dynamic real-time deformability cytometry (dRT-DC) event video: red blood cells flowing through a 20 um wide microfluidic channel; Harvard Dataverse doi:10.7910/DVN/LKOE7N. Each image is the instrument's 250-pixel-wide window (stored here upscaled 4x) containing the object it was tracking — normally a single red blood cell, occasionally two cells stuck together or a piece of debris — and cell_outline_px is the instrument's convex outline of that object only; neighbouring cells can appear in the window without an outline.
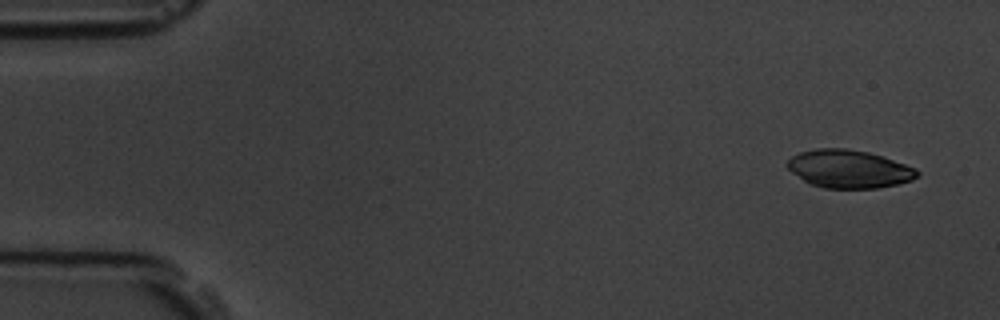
{"species": "common noctule bat (a hibernating species)", "species_latin": "Nyctalus noctula", "temperature_condition": "room temperature", "stored_images_in_passage": 5, "camera_frame_rate_fps": 3000, "um_per_image_px": 0.085, "animal": {"sex": "male", "body_mass_g": 19.5, "forearm_length_mm": 54.6}, "frame": {"image": 1, "passage_image": 1, "time_ms": 0.0, "image_size_px": [1000, 320], "cell_outline_px": [[920, 172], [912, 180], [896, 184], [876, 188], [824, 188], [812, 184], [804, 180], [792, 172], [784, 164], [792, 156], [800, 152], [816, 148], [844, 148], [868, 152], [916, 168]], "centroid_in_image_um": [72.13, 14.35], "position_along_channel_um": 12.9, "area_um2": 28.5}}